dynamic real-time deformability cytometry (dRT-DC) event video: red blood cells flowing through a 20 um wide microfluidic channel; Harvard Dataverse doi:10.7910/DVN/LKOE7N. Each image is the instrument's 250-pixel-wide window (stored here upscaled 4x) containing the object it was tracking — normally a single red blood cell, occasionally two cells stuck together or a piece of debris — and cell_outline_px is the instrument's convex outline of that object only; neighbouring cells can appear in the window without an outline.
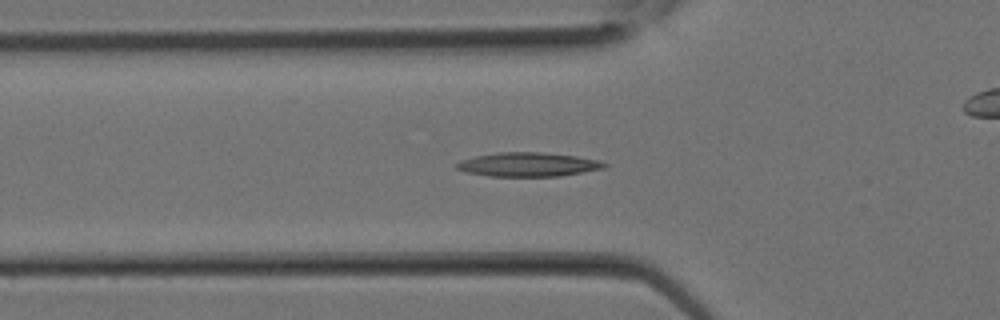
{"species": "Egyptian fruit bat (a non-hibernating species)", "species_latin": "Rousettus aegyptiacus", "temperature_condition": "room temperature", "stored_images_in_passage": 21, "segment_of_instrument_passage": [1, 2], "camera_frame_rate_fps": 3000, "um_per_image_px": 0.085, "animal": {"sex": "female"}, "frame": {"image": 1, "passage_image": 9, "time_ms": 2.667, "image_size_px": [1000, 320], "cell_outline_px": [[608, 164], [604, 168], [560, 176], [488, 176], [464, 172], [456, 168], [456, 164], [460, 160], [476, 156], [496, 152], [540, 152], [576, 156], [600, 160]], "centroid_in_image_um": [44.87, 13.98], "position_along_channel_um": 80.9, "area_um2": 20.69}}
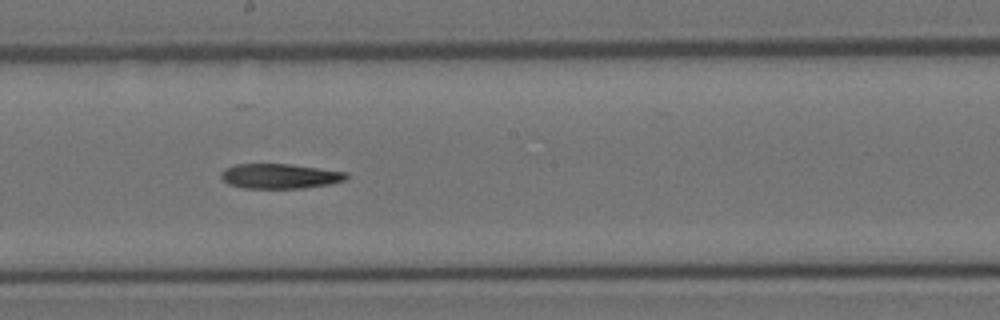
{"frame": {"image": 2, "passage_image": 15, "time_ms": 4.667, "image_size_px": [1000, 320], "cell_outline_px": [[348, 180], [328, 184], [304, 188], [244, 188], [228, 184], [220, 176], [220, 172], [224, 168], [236, 164], [288, 164], [320, 168], [348, 172]], "centroid_in_image_um": [23.79, 14.97], "position_along_channel_um": 224.4, "area_um2": 18.26}}
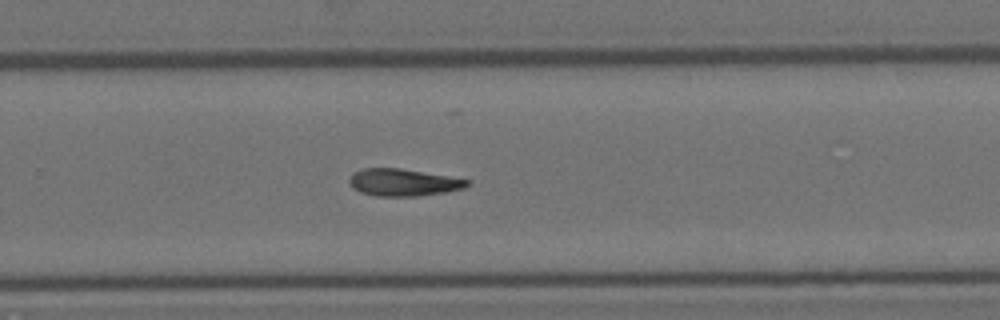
{"frame": {"image": 3, "passage_image": 18, "time_ms": 5.667, "image_size_px": [1000, 320], "cell_outline_px": [[472, 184], [464, 188], [444, 192], [416, 196], [376, 196], [360, 192], [352, 188], [348, 180], [352, 172], [364, 168], [400, 168], [472, 180]], "centroid_in_image_um": [34.27, 15.5], "position_along_channel_um": 295.5, "area_um2": 18.79}}